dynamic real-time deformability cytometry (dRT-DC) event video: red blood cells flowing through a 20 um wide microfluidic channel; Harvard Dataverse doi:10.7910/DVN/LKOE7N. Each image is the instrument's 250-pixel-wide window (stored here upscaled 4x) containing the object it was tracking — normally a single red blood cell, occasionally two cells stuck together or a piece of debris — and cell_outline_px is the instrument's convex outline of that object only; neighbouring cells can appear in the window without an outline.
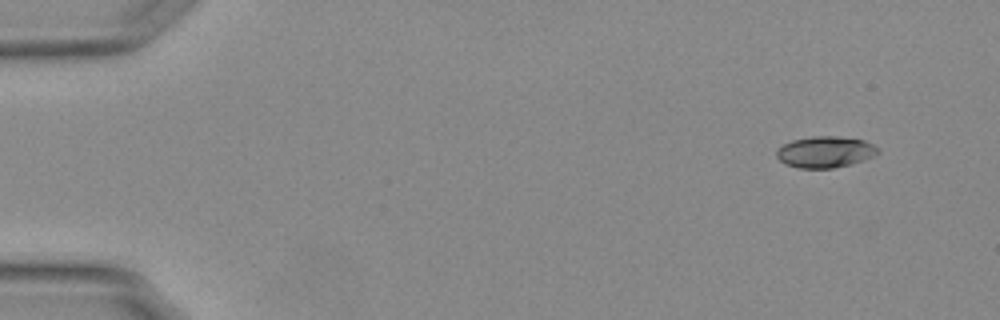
{"species": "Egyptian fruit bat (a non-hibernating species)", "species_latin": "Rousettus aegyptiacus", "temperature_condition": "warm", "stored_images_in_passage": 48, "camera_frame_rate_fps": 3000, "um_per_image_px": 0.085, "animal": {"sex": "female"}, "frame": {"image": 1, "passage_image": 1, "time_ms": 0.0, "image_size_px": [1000, 320], "cell_outline_px": [[880, 152], [876, 156], [852, 164], [832, 168], [800, 168], [784, 164], [776, 156], [776, 152], [784, 144], [792, 140], [812, 136], [836, 136], [864, 140], [880, 148]], "centroid_in_image_um": [70.18, 12.92], "position_along_channel_um": 14.8, "area_um2": 18.61}}
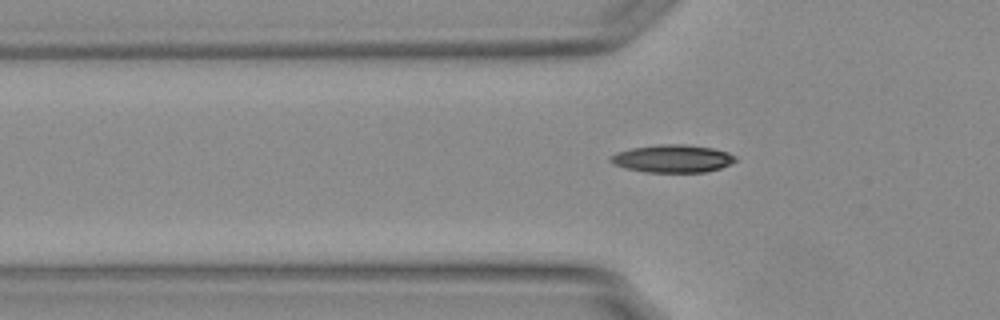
{"frame": {"image": 2, "passage_image": 15, "time_ms": 4.667, "image_size_px": [1000, 320], "cell_outline_px": [[736, 160], [732, 164], [720, 168], [704, 172], [648, 172], [628, 168], [616, 164], [608, 160], [616, 152], [632, 148], [660, 144], [684, 144], [712, 148], [728, 152], [736, 156]], "centroid_in_image_um": [57.22, 13.47], "position_along_channel_um": 68.6, "area_um2": 20.0}}
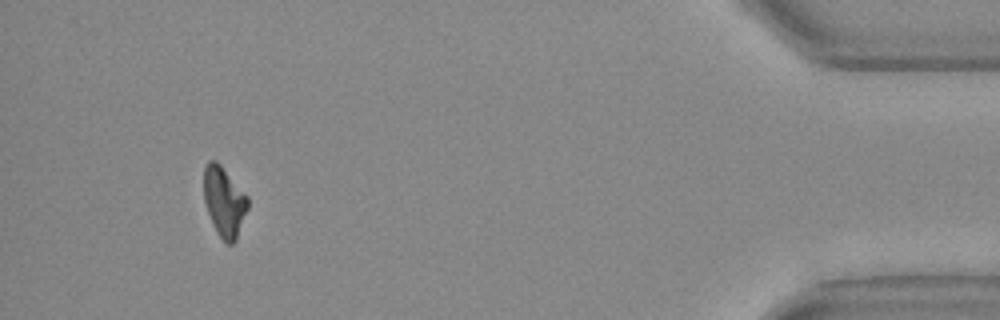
{"frame": {"image": 3, "passage_image": 45, "time_ms": 14.667, "image_size_px": [1000, 320], "cell_outline_px": [[248, 208], [236, 240], [232, 244], [228, 244], [216, 232], [212, 224], [204, 200], [204, 168], [208, 160], [216, 160], [220, 164], [248, 196]], "centroid_in_image_um": [19.05, 17.13], "position_along_channel_um": 416.1, "area_um2": 17.86}, "authors_computed_cell_mechanics": {"area_um2": 18.785, "velocity_mm_per_s": 3.7957, "shape_relaxation_time_tau1_ms": 7.9343, "shape_relaxation_time_tau2_ms": 10.5586, "deformation_change_tau1": 0.2059, "deformation_change_tau2": 0.1516}}